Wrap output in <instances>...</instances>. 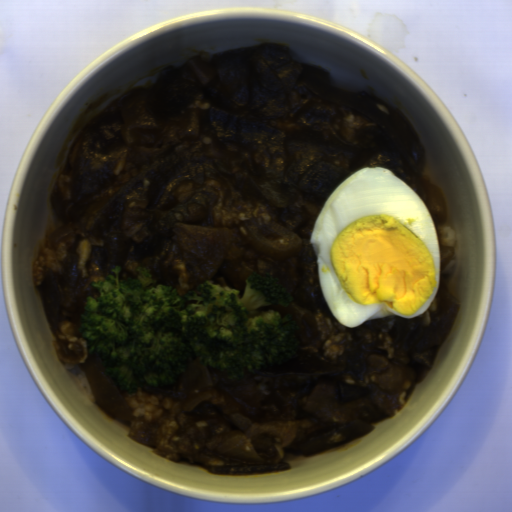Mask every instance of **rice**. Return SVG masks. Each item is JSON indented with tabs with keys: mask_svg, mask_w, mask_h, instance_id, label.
<instances>
[{
	"mask_svg": "<svg viewBox=\"0 0 512 512\" xmlns=\"http://www.w3.org/2000/svg\"><path fill=\"white\" fill-rule=\"evenodd\" d=\"M64 367L66 368L67 371H70V372H72L73 374H75L76 376L79 377L80 382H81L82 386L84 387V389L86 390L90 400L91 401H95L94 396H93V392H92V389H91V386H90V383H89L88 376L79 367V365H76V364H66V365H64Z\"/></svg>",
	"mask_w": 512,
	"mask_h": 512,
	"instance_id": "1",
	"label": "rice"
},
{
	"mask_svg": "<svg viewBox=\"0 0 512 512\" xmlns=\"http://www.w3.org/2000/svg\"><path fill=\"white\" fill-rule=\"evenodd\" d=\"M456 242V232L453 227L442 225L439 244L441 247H454Z\"/></svg>",
	"mask_w": 512,
	"mask_h": 512,
	"instance_id": "2",
	"label": "rice"
}]
</instances>
